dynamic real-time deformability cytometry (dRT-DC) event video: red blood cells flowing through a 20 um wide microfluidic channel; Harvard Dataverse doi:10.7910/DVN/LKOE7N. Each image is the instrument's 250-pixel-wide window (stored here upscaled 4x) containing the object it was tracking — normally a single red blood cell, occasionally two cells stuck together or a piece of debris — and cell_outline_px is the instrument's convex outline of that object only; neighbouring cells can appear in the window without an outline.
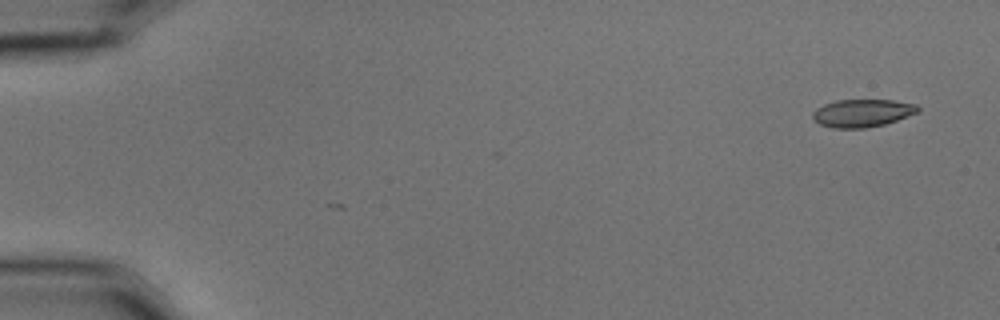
{"species": "common noctule bat (a hibernating species)", "species_latin": "Nyctalus noctula", "temperature_condition": "cold", "stored_images_in_passage": 5, "camera_frame_rate_fps": 3000, "um_per_image_px": 0.085, "animal": {"sex": "male", "body_mass_g": 15.6}, "frame": {"image": 1, "passage_image": 1, "time_ms": 0.0, "image_size_px": [1000, 320], "cell_outline_px": [[920, 112], [884, 124], [864, 128], [832, 128], [820, 124], [812, 116], [812, 112], [816, 108], [824, 104], [836, 100], [892, 100], [916, 104], [920, 108]], "centroid_in_image_um": [73.3, 9.6], "position_along_channel_um": 11.7, "area_um2": 16.99}}